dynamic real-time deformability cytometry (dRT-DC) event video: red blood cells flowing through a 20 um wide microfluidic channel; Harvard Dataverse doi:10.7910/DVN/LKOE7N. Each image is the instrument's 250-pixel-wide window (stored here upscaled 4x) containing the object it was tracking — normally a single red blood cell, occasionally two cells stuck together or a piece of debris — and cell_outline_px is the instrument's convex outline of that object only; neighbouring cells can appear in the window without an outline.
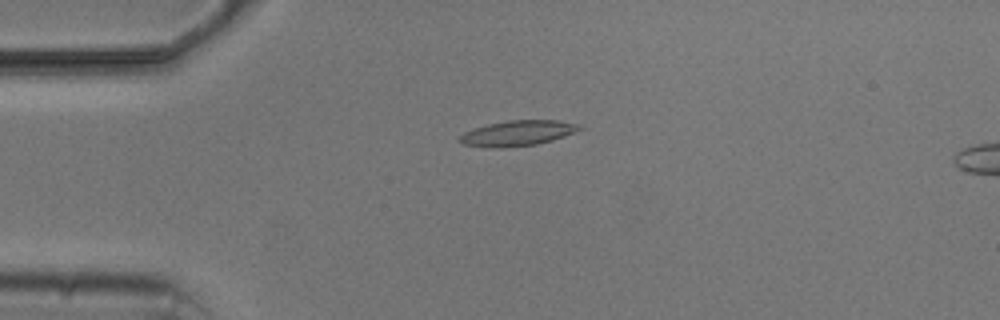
{"species": "common noctule bat (a hibernating species)", "species_latin": "Nyctalus noctula", "temperature_condition": "cold", "stored_images_in_passage": 4, "camera_frame_rate_fps": 3000, "um_per_image_px": 0.085, "animal": {"sex": "male", "body_mass_g": 20.5, "forearm_length_mm": 52.5}, "frame": {"image": 1, "passage_image": 3, "time_ms": 2.333, "image_size_px": [1000, 320], "cell_outline_px": [[584, 128], [564, 136], [552, 140], [536, 144], [500, 148], [488, 148], [464, 144], [460, 140], [460, 136], [464, 132], [472, 128], [488, 124], [508, 120], [556, 120], [580, 124]], "centroid_in_image_um": [44.0, 11.31], "position_along_channel_um": 41.0, "area_um2": 17.69}}